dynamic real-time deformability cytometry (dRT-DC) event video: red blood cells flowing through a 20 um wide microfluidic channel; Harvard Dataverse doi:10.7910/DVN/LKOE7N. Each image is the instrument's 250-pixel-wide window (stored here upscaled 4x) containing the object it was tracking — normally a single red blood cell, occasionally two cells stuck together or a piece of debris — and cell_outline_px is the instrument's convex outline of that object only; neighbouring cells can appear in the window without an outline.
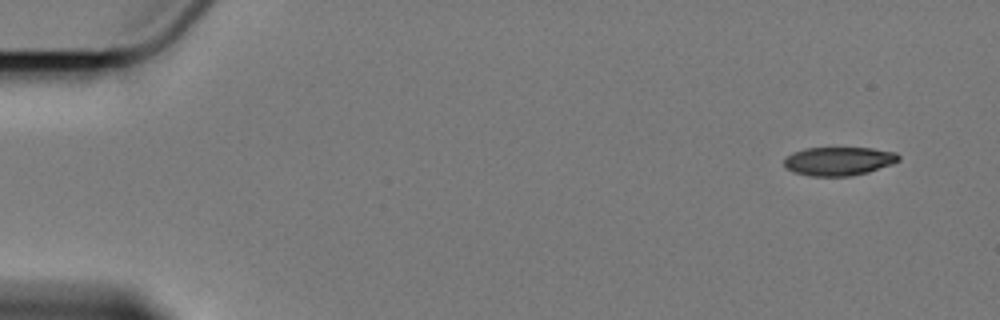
{"species": "Egyptian fruit bat (a non-hibernating species)", "species_latin": "Rousettus aegyptiacus", "temperature_condition": "cold", "stored_images_in_passage": 4, "camera_frame_rate_fps": 3000, "um_per_image_px": 0.085, "animal": {"sex": "female"}, "frame": {"image": 1, "passage_image": 1, "time_ms": 0.0, "image_size_px": [1000, 320], "cell_outline_px": [[900, 160], [892, 164], [868, 172], [852, 176], [808, 176], [792, 172], [784, 168], [784, 160], [792, 152], [808, 148], [872, 148], [896, 152], [900, 156]], "centroid_in_image_um": [71.28, 13.7], "position_along_channel_um": 13.7, "area_um2": 19.25}}
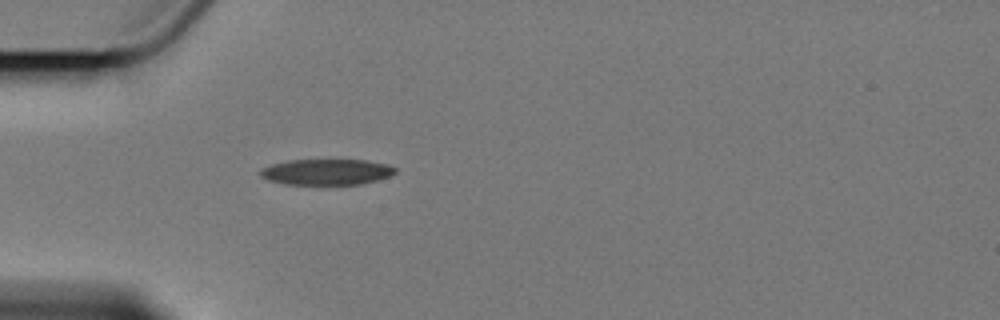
{"frame": {"image": 2, "passage_image": 4, "time_ms": 4.667, "image_size_px": [1000, 320], "cell_outline_px": [[396, 172], [388, 176], [376, 180], [360, 184], [288, 184], [268, 180], [260, 176], [260, 172], [264, 168], [272, 164], [288, 160], [364, 160], [388, 164], [396, 168]], "centroid_in_image_um": [27.77, 14.61], "position_along_channel_um": 57.2, "area_um2": 20.06}}